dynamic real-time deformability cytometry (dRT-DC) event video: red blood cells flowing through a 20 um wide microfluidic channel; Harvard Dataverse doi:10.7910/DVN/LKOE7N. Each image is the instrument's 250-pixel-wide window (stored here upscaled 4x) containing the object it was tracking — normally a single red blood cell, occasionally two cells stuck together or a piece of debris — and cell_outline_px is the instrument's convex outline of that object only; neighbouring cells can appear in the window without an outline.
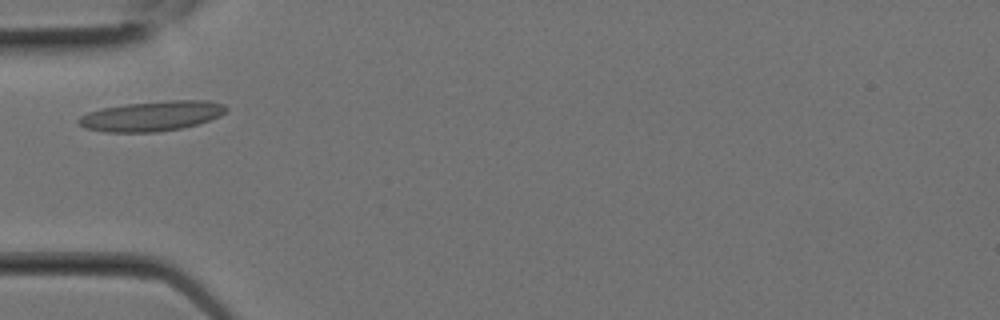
{"species": "Egyptian fruit bat (a non-hibernating species)", "species_latin": "Rousettus aegyptiacus", "temperature_condition": "room temperature", "stored_images_in_passage": 1, "camera_frame_rate_fps": 3000, "um_per_image_px": 0.085, "animal": {"sex": "female"}, "frame": {"image": 1, "passage_image": 1, "time_ms": 0.0, "image_size_px": [1000, 320], "cell_outline_px": [[228, 108], [220, 116], [196, 124], [180, 128], [156, 132], [104, 132], [84, 128], [76, 120], [80, 116], [88, 112], [100, 108], [128, 104], [168, 100], [208, 100], [224, 104]], "centroid_in_image_um": [12.87, 9.86], "position_along_channel_um": 72.1, "area_um2": 25.72}}